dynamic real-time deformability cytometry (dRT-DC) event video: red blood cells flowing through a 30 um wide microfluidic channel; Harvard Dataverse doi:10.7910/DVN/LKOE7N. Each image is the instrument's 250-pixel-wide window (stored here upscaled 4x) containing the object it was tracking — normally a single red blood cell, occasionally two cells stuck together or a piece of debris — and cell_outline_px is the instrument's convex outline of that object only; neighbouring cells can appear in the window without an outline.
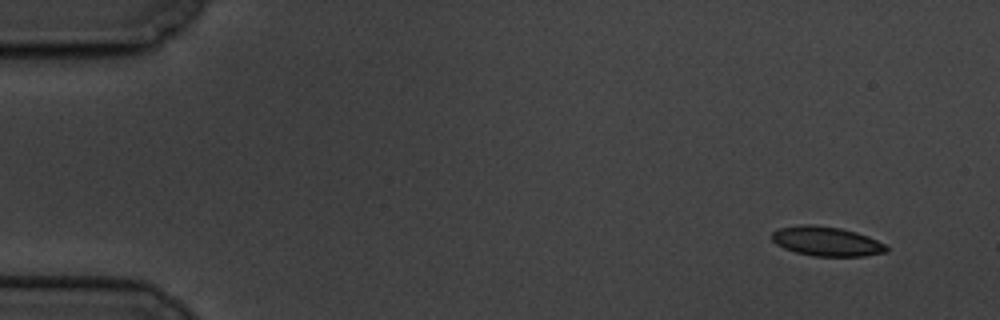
{"species": "common noctule bat (a hibernating species)", "species_latin": "Nyctalus noctula", "temperature_condition": "cold", "stored_images_in_passage": 6, "camera_frame_rate_fps": 3000, "um_per_image_px": 0.085, "animal": {"sex": "male", "body_mass_g": 19.5, "forearm_length_mm": 54.6}, "frame": {"image": 1, "passage_image": 1, "time_ms": 0.0, "image_size_px": [1000, 320], "cell_outline_px": [[888, 252], [864, 256], [812, 256], [796, 252], [784, 248], [776, 244], [772, 240], [772, 232], [776, 228], [804, 224], [808, 224], [840, 228], [856, 232], [868, 236], [884, 244], [888, 248]], "centroid_in_image_um": [70.24, 20.51], "position_along_channel_um": 14.8, "area_um2": 19.65}}
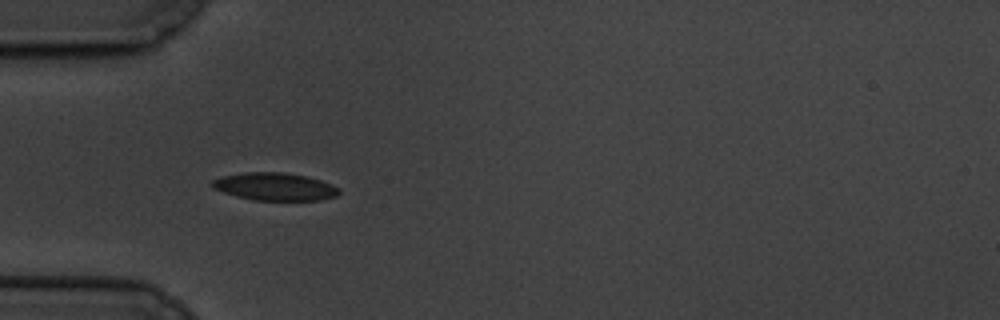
{"frame": {"image": 2, "passage_image": 5, "time_ms": 4.667, "image_size_px": [1000, 320], "cell_outline_px": [[340, 192], [336, 196], [320, 200], [252, 200], [236, 196], [212, 188], [208, 184], [212, 180], [220, 176], [244, 172], [284, 172], [308, 176], [332, 184], [340, 188]], "centroid_in_image_um": [23.33, 15.85], "position_along_channel_um": 61.7, "area_um2": 20.75}}
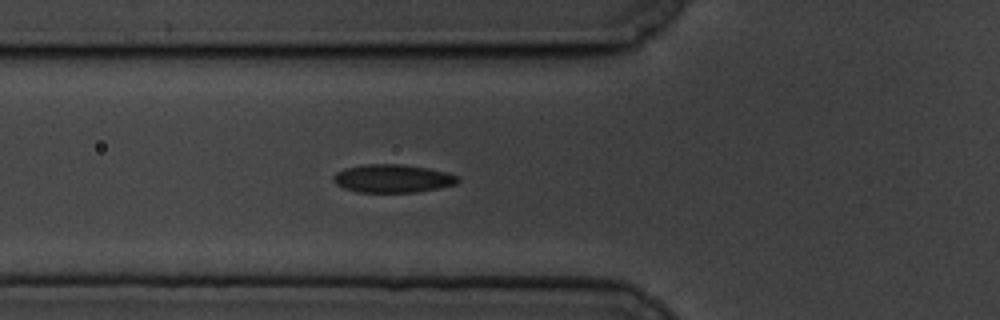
{"frame": {"image": 3, "passage_image": 6, "time_ms": 5.667, "image_size_px": [1000, 320], "cell_outline_px": [[460, 180], [456, 184], [440, 188], [416, 192], [356, 192], [344, 188], [336, 184], [332, 180], [332, 176], [336, 172], [344, 168], [364, 164], [400, 164], [428, 168], [460, 176]], "centroid_in_image_um": [33.36, 15.17], "position_along_channel_um": 92.4, "area_um2": 20.58}}